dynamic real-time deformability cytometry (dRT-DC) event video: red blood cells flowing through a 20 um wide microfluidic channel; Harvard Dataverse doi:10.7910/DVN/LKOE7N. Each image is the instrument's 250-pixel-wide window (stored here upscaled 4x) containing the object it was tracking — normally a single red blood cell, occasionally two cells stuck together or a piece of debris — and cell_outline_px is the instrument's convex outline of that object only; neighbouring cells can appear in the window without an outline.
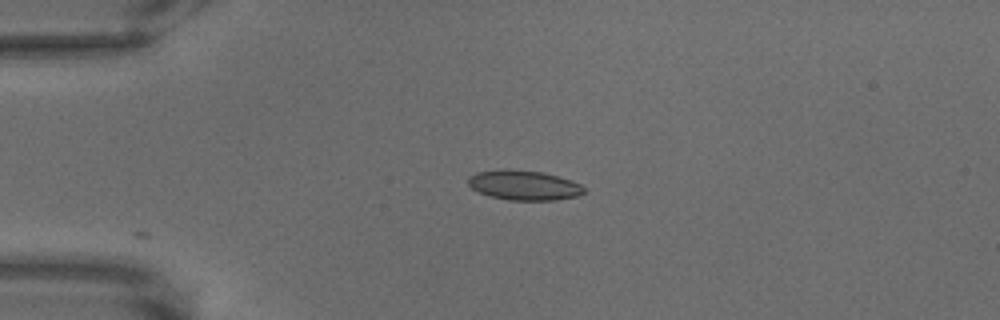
{"species": "common noctule bat (a hibernating species)", "species_latin": "Nyctalus noctula", "temperature_condition": "warm", "stored_images_in_passage": 34, "camera_frame_rate_fps": 3000, "um_per_image_px": 0.085, "animal": {"sex": "male", "body_mass_g": 18.8}, "frame": {"image": 1, "passage_image": 1, "time_ms": 0.0, "image_size_px": [1000, 320], "cell_outline_px": [[584, 192], [576, 196], [556, 200], [508, 200], [492, 196], [480, 192], [472, 188], [468, 184], [468, 176], [476, 172], [504, 168], [512, 168], [540, 172], [556, 176], [580, 184], [584, 188]], "centroid_in_image_um": [44.48, 15.73], "position_along_channel_um": 40.5, "area_um2": 20.0}}
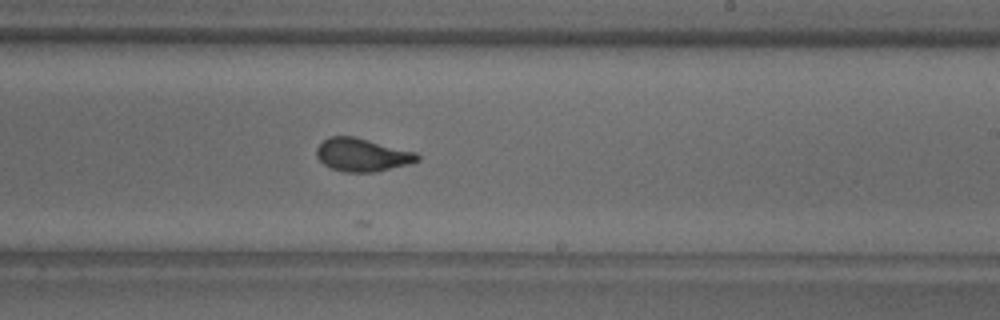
{"frame": {"image": 2, "passage_image": 26, "time_ms": 8.333, "image_size_px": [1000, 320], "cell_outline_px": [[420, 160], [412, 164], [376, 172], [344, 172], [332, 168], [324, 164], [316, 156], [316, 148], [328, 136], [356, 136], [416, 152], [420, 156]], "centroid_in_image_um": [30.82, 13.16], "position_along_channel_um": 258.2, "area_um2": 19.71}}
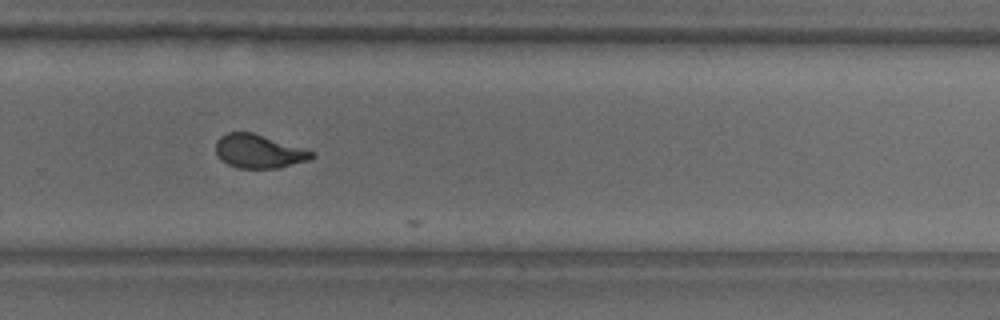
{"frame": {"image": 3, "passage_image": 31, "time_ms": 10.0, "image_size_px": [1000, 320], "cell_outline_px": [[316, 156], [308, 160], [280, 168], [236, 168], [220, 160], [216, 152], [216, 140], [220, 136], [228, 132], [252, 132], [316, 152]], "centroid_in_image_um": [21.99, 12.87], "position_along_channel_um": 307.8, "area_um2": 18.9}}